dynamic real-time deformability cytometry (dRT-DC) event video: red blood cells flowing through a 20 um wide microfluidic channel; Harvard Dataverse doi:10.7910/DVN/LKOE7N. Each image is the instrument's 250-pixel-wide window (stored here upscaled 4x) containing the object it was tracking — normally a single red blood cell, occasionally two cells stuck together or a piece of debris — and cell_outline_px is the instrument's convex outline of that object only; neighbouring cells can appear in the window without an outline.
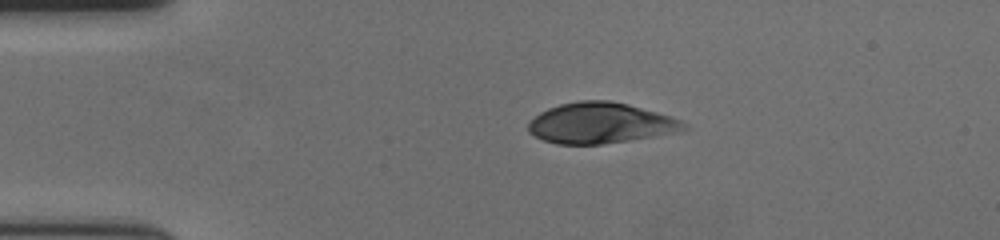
{"species": "human", "species_latin": "Homo sapiens", "temperature_condition": "cold", "stored_images_in_passage": 46, "camera_frame_rate_fps": 3000, "um_per_image_px": 0.085, "donor": {"sex": "female"}, "frame": {"image": 1, "passage_image": 1, "time_ms": 0.0, "image_size_px": [1000, 240], "cell_outline_px": [[688, 128], [680, 132], [628, 140], [600, 144], [556, 144], [544, 140], [528, 132], [528, 124], [540, 112], [548, 108], [560, 104], [580, 100], [612, 100], [628, 104], [672, 116], [688, 124]], "centroid_in_image_um": [51.07, 10.45], "position_along_channel_um": 33.9, "area_um2": 36.88}}
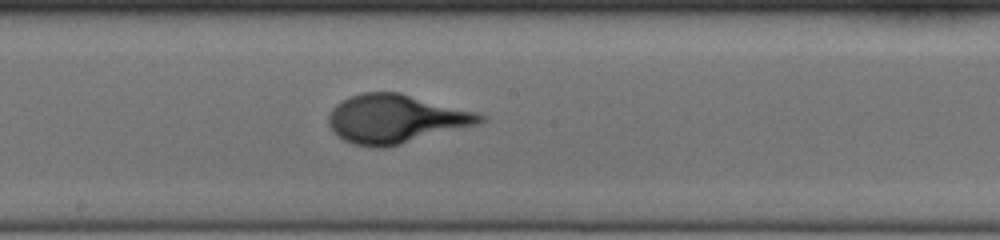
{"frame": {"image": 2, "passage_image": 20, "time_ms": 6.333, "image_size_px": [1000, 240], "cell_outline_px": [[488, 120], [480, 124], [384, 148], [372, 148], [352, 144], [344, 140], [328, 124], [328, 116], [332, 108], [336, 104], [348, 96], [364, 92], [400, 92], [476, 112], [488, 116]], "centroid_in_image_um": [33.66, 10.1], "position_along_channel_um": 214.5, "area_um2": 43.12}}
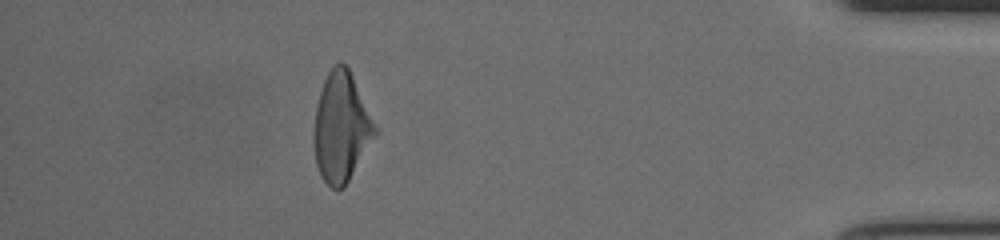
{"frame": {"image": 3, "passage_image": 40, "time_ms": 13.0, "image_size_px": [1000, 240], "cell_outline_px": [[380, 128], [344, 188], [332, 188], [320, 176], [316, 164], [312, 140], [312, 136], [316, 104], [324, 80], [328, 72], [340, 60], [348, 68]], "centroid_in_image_um": [29.01, 10.81], "position_along_channel_um": 406.2, "area_um2": 39.42}}